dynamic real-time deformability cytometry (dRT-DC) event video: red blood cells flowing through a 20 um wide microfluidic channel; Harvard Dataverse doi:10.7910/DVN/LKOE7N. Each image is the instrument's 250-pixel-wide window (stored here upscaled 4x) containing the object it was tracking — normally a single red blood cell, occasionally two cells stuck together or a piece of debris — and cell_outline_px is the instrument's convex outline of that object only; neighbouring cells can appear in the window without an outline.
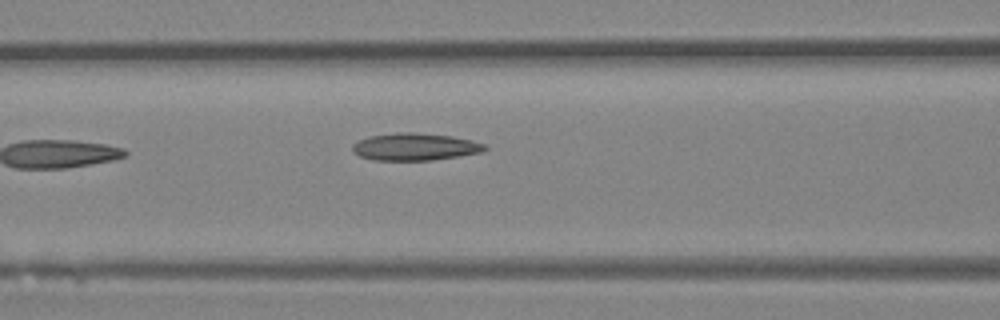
{"species": "Egyptian fruit bat (a non-hibernating species)", "species_latin": "Rousettus aegyptiacus", "temperature_condition": "room temperature", "stored_images_in_passage": 3, "camera_frame_rate_fps": 3000, "um_per_image_px": 0.085, "animal": {"sex": "female"}, "frame": {"image": 1, "passage_image": 3, "time_ms": 2.0, "image_size_px": [1000, 320], "cell_outline_px": [[488, 148], [480, 152], [432, 160], [372, 160], [360, 156], [352, 152], [352, 144], [368, 136], [400, 132], [412, 132], [452, 136], [472, 140], [488, 144]], "centroid_in_image_um": [35.26, 12.47], "position_along_channel_um": 131.3, "area_um2": 21.04}}